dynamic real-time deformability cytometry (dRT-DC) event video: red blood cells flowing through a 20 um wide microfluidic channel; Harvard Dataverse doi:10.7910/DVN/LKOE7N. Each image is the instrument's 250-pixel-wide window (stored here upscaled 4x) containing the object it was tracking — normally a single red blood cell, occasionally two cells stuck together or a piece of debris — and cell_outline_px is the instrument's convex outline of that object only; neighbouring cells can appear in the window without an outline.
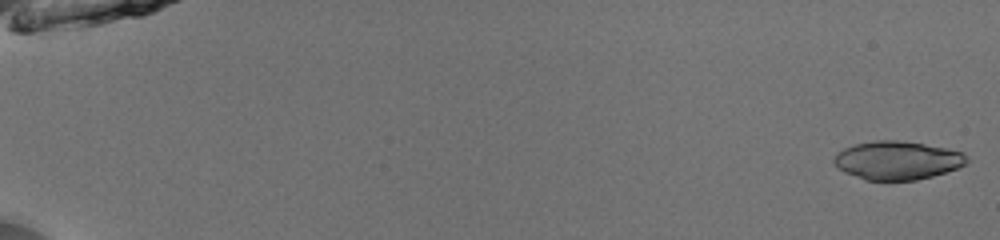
{"species": "common noctule bat (a hibernating species)", "species_latin": "Nyctalus noctula", "temperature_condition": "room temperature", "stored_images_in_passage": 52, "camera_frame_rate_fps": 3000, "um_per_image_px": 0.085, "animal": {"sex": "male", "body_mass_g": 13.0, "forearm_length_mm": 53.1}, "frame": {"image": 1, "passage_image": 1, "time_ms": 0.0, "image_size_px": [1000, 240], "cell_outline_px": [[968, 160], [964, 164], [956, 168], [932, 176], [916, 180], [864, 180], [844, 172], [832, 160], [836, 152], [844, 148], [856, 144], [876, 140], [896, 140], [924, 144], [964, 152]], "centroid_in_image_um": [76.24, 13.63], "position_along_channel_um": 8.8, "area_um2": 29.54}}